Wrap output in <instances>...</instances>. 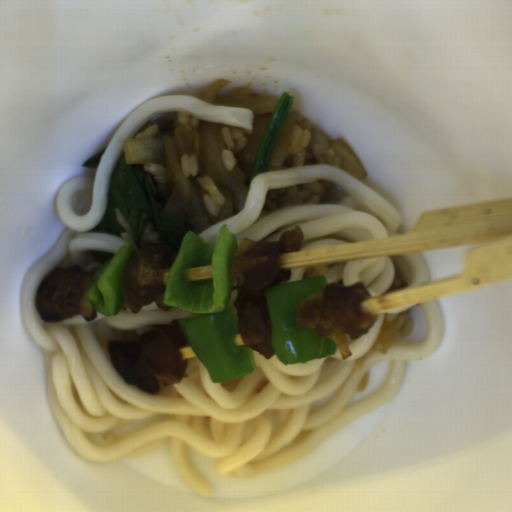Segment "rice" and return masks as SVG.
<instances>
[{"instance_id":"652b925c","label":"rice","mask_w":512,"mask_h":512,"mask_svg":"<svg viewBox=\"0 0 512 512\" xmlns=\"http://www.w3.org/2000/svg\"><path fill=\"white\" fill-rule=\"evenodd\" d=\"M329 141L326 134L316 129L309 119L298 115L288 150L280 167L274 170L310 164H330L342 168L341 159L336 156Z\"/></svg>"},{"instance_id":"023b6e5f","label":"rice","mask_w":512,"mask_h":512,"mask_svg":"<svg viewBox=\"0 0 512 512\" xmlns=\"http://www.w3.org/2000/svg\"><path fill=\"white\" fill-rule=\"evenodd\" d=\"M346 194L344 189L324 179L269 189L266 191L262 211L270 212L296 205L334 204Z\"/></svg>"},{"instance_id":"8eca5e8b","label":"rice","mask_w":512,"mask_h":512,"mask_svg":"<svg viewBox=\"0 0 512 512\" xmlns=\"http://www.w3.org/2000/svg\"><path fill=\"white\" fill-rule=\"evenodd\" d=\"M221 126L222 139L226 145V150L222 151L220 157L223 168L232 171L236 167L235 156L245 148L248 142L244 135L252 132L253 129L225 124H221Z\"/></svg>"},{"instance_id":"acb35da6","label":"rice","mask_w":512,"mask_h":512,"mask_svg":"<svg viewBox=\"0 0 512 512\" xmlns=\"http://www.w3.org/2000/svg\"><path fill=\"white\" fill-rule=\"evenodd\" d=\"M157 202L159 213L168 199V172L161 163H145L140 165Z\"/></svg>"},{"instance_id":"b023fe2a","label":"rice","mask_w":512,"mask_h":512,"mask_svg":"<svg viewBox=\"0 0 512 512\" xmlns=\"http://www.w3.org/2000/svg\"><path fill=\"white\" fill-rule=\"evenodd\" d=\"M114 215L118 223L126 230L121 233L120 237L126 242L127 245H132L133 252L138 248L150 245V244H162L160 231L156 230L152 221H144L142 231L140 234L138 245L135 244L134 235L118 208H114Z\"/></svg>"},{"instance_id":"e3fd555f","label":"rice","mask_w":512,"mask_h":512,"mask_svg":"<svg viewBox=\"0 0 512 512\" xmlns=\"http://www.w3.org/2000/svg\"><path fill=\"white\" fill-rule=\"evenodd\" d=\"M197 183L208 193L203 195V202L205 209L211 215H218L222 205L224 204L225 197L212 182V180L205 176L198 177Z\"/></svg>"},{"instance_id":"a3056103","label":"rice","mask_w":512,"mask_h":512,"mask_svg":"<svg viewBox=\"0 0 512 512\" xmlns=\"http://www.w3.org/2000/svg\"><path fill=\"white\" fill-rule=\"evenodd\" d=\"M410 310L411 308L404 309L395 313H387L385 315L384 321H396V333L394 338L405 339L411 335L414 329V325L413 319H409Z\"/></svg>"},{"instance_id":"f2f60c81","label":"rice","mask_w":512,"mask_h":512,"mask_svg":"<svg viewBox=\"0 0 512 512\" xmlns=\"http://www.w3.org/2000/svg\"><path fill=\"white\" fill-rule=\"evenodd\" d=\"M181 174L184 177H196L199 172L198 159L195 154L182 155L180 159Z\"/></svg>"},{"instance_id":"0b520998","label":"rice","mask_w":512,"mask_h":512,"mask_svg":"<svg viewBox=\"0 0 512 512\" xmlns=\"http://www.w3.org/2000/svg\"><path fill=\"white\" fill-rule=\"evenodd\" d=\"M334 266V264H321L316 266L305 267L302 280L318 276H325L326 273Z\"/></svg>"},{"instance_id":"e7b20468","label":"rice","mask_w":512,"mask_h":512,"mask_svg":"<svg viewBox=\"0 0 512 512\" xmlns=\"http://www.w3.org/2000/svg\"><path fill=\"white\" fill-rule=\"evenodd\" d=\"M178 122L180 126H191L197 128L200 125V123L204 121L200 120L197 117L179 113Z\"/></svg>"},{"instance_id":"d2b440a0","label":"rice","mask_w":512,"mask_h":512,"mask_svg":"<svg viewBox=\"0 0 512 512\" xmlns=\"http://www.w3.org/2000/svg\"><path fill=\"white\" fill-rule=\"evenodd\" d=\"M155 133H165L162 130H160L159 125H154L152 127H149L141 132H139L134 138H142L145 136H149Z\"/></svg>"}]
</instances>
